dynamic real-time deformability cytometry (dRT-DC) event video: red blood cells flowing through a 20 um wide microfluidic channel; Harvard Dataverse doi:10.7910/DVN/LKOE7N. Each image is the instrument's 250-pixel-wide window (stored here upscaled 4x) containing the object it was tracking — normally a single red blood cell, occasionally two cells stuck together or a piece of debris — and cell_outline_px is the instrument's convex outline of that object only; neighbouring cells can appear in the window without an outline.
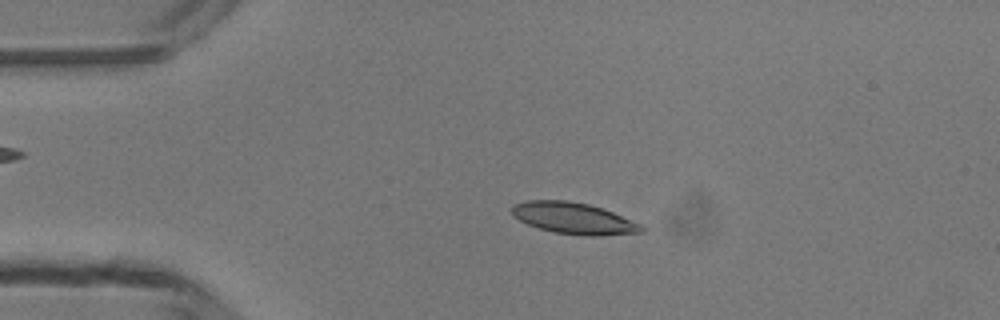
{"species": "common noctule bat (a hibernating species)", "species_latin": "Nyctalus noctula", "temperature_condition": "room temperature", "stored_images_in_passage": 43, "camera_frame_rate_fps": 3000, "um_per_image_px": 0.085, "animal": {"sex": "male", "body_mass_g": 13.3}, "frame": {"image": 1, "passage_image": 5, "time_ms": 1.333, "image_size_px": [1000, 320], "cell_outline_px": [[644, 232], [600, 236], [584, 236], [556, 232], [540, 228], [528, 224], [512, 216], [512, 208], [516, 204], [528, 200], [564, 200], [588, 204], [612, 212], [640, 224], [644, 228]], "centroid_in_image_um": [48.77, 18.56], "position_along_channel_um": 36.2, "area_um2": 23.41}}
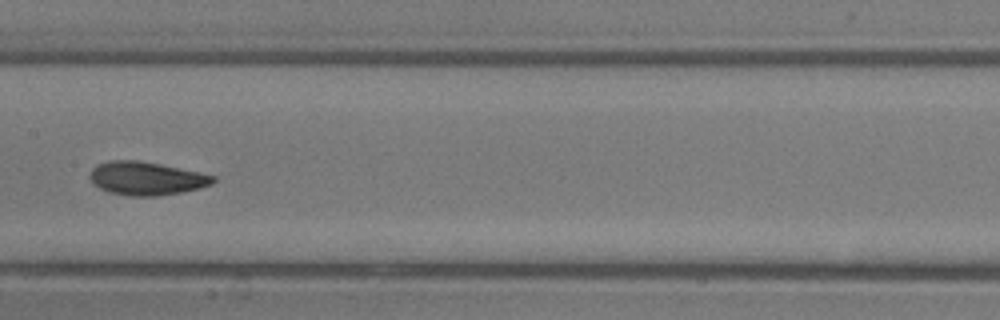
{"frame": {"image": 2, "passage_image": 19, "time_ms": 6.0, "image_size_px": [1000, 320], "cell_outline_px": [[216, 180], [212, 184], [200, 188], [180, 192], [156, 196], [128, 196], [108, 192], [100, 188], [88, 176], [92, 168], [96, 164], [108, 160], [136, 160], [160, 164], [200, 172], [216, 176]], "centroid_in_image_um": [12.43, 15.16], "position_along_channel_um": 195.0, "area_um2": 23.99}}
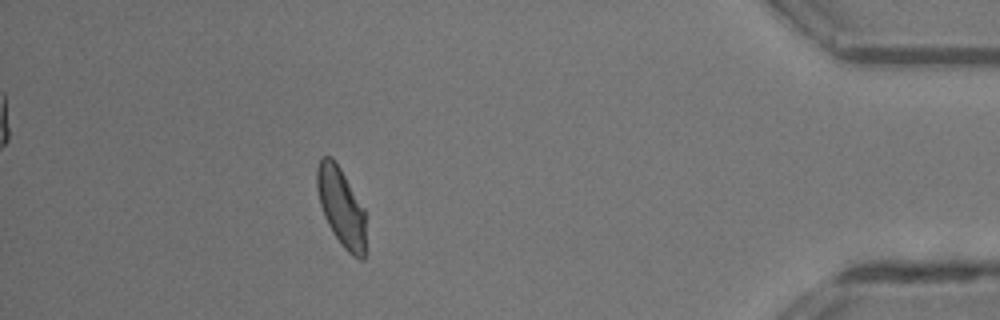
{"frame": {"image": 3, "passage_image": 38, "time_ms": 12.333, "image_size_px": [1000, 320], "cell_outline_px": [[364, 260], [360, 260], [352, 256], [344, 248], [332, 232], [324, 216], [320, 204], [316, 188], [316, 168], [320, 156], [332, 156], [340, 168], [364, 208]], "centroid_in_image_um": [28.96, 17.56], "position_along_channel_um": 406.2, "area_um2": 22.31}, "authors_computed_cell_mechanics": {"area_um2": 23.2356, "velocity_mm_per_s": 4.1834, "shape_relaxation_time_tau1_ms": 2.9649, "shape_relaxation_time_tau2_ms": 1.678, "deformation_change_tau1": 0.1342, "deformation_change_tau2": 0.0591}}